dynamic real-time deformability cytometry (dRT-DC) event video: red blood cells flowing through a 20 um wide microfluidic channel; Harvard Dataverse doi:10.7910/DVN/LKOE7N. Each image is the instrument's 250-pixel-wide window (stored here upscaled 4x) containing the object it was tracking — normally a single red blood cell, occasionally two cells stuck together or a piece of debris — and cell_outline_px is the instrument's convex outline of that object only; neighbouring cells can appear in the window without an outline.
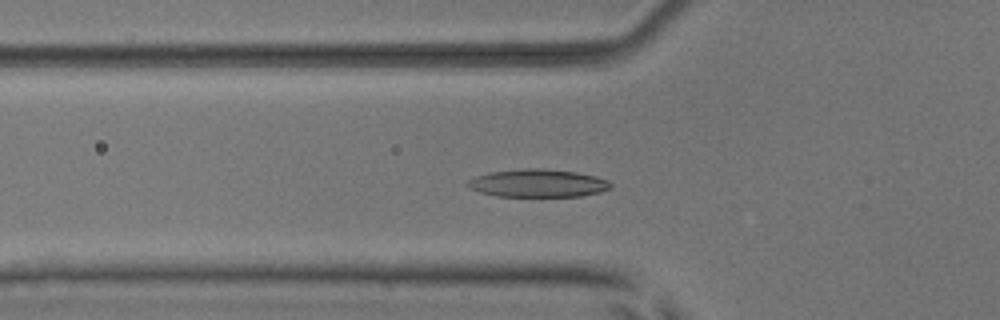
{"species": "common noctule bat (a hibernating species)", "species_latin": "Nyctalus noctula", "temperature_condition": "room temperature", "stored_images_in_passage": 51, "camera_frame_rate_fps": 3000, "um_per_image_px": 0.085, "animal": {"sex": "male", "body_mass_g": 17.9, "forearm_length_mm": 54.2}, "frame": {"image": 1, "passage_image": 17, "time_ms": 5.333, "image_size_px": [1000, 320], "cell_outline_px": [[612, 188], [600, 192], [580, 196], [496, 196], [480, 192], [468, 188], [464, 184], [468, 180], [476, 176], [488, 172], [520, 168], [540, 168], [576, 172], [596, 176], [608, 180], [612, 184]], "centroid_in_image_um": [45.69, 15.56], "position_along_channel_um": 80.1, "area_um2": 23.47}}
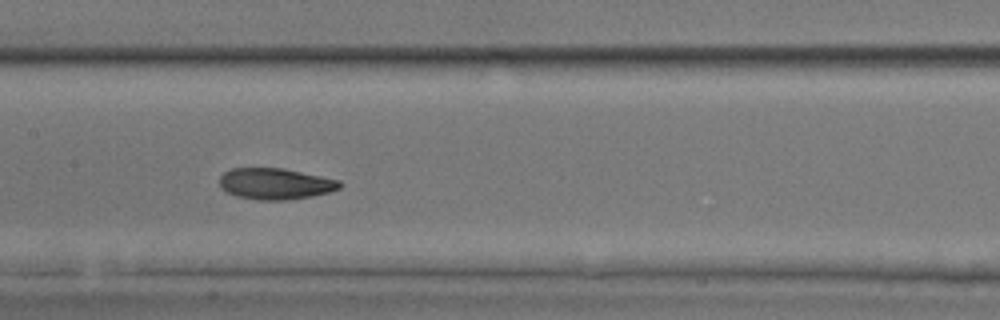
{"frame": {"image": 2, "passage_image": 25, "time_ms": 8.0, "image_size_px": [1000, 320], "cell_outline_px": [[344, 184], [340, 188], [328, 192], [312, 196], [284, 200], [256, 200], [236, 196], [220, 188], [220, 176], [224, 172], [232, 168], [284, 168], [340, 180]], "centroid_in_image_um": [23.41, 15.62], "position_along_channel_um": 184.0, "area_um2": 21.96}}
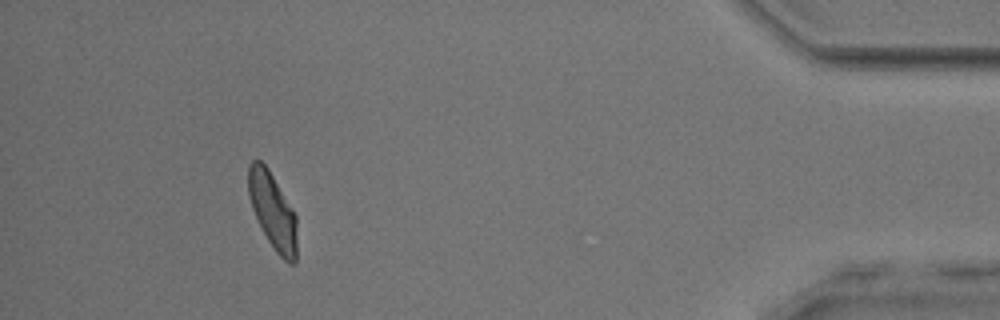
{"frame": {"image": 3, "passage_image": 47, "time_ms": 15.333, "image_size_px": [1000, 320], "cell_outline_px": [[296, 264], [288, 264], [276, 252], [268, 240], [252, 208], [248, 196], [248, 164], [252, 160], [260, 160], [268, 168], [292, 208], [296, 216]], "centroid_in_image_um": [23.17, 17.93], "position_along_channel_um": 412.0, "area_um2": 21.44}, "authors_computed_cell_mechanics": {"area_um2": 22.3108, "velocity_mm_per_s": 3.8949, "shape_relaxation_time_tau1_ms": 2.888, "shape_relaxation_time_tau2_ms": 2.1006, "deformation_change_tau1": 0.1361, "deformation_change_tau2": 0.0639}}